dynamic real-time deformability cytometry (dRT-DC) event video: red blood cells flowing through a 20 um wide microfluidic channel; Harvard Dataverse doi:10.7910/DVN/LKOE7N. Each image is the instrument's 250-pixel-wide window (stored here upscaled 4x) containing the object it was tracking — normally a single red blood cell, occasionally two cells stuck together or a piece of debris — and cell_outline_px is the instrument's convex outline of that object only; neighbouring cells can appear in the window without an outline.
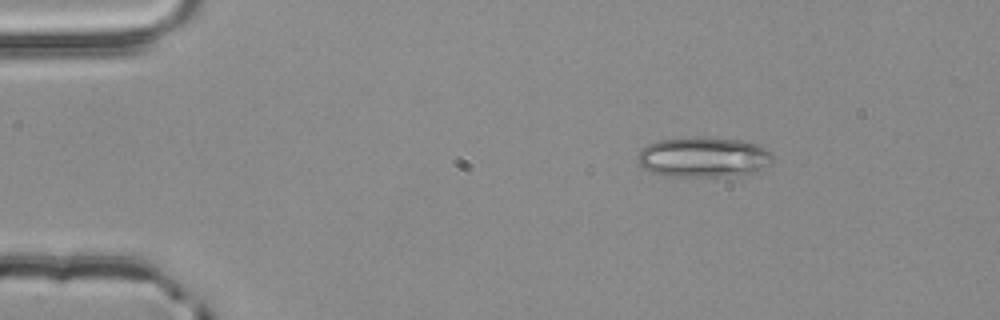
{"species": "common noctule bat (a hibernating species)", "species_latin": "Nyctalus noctula", "temperature_condition": "room temperature", "stored_images_in_passage": 4, "camera_frame_rate_fps": 3000, "um_per_image_px": 0.085, "animal": {"sex": "male", "body_mass_g": 20.4}, "frame": {"image": 1, "passage_image": 4, "time_ms": 1.0, "image_size_px": [1000, 320], "cell_outline_px": [[772, 160], [768, 164], [756, 172], [736, 176], [660, 176], [644, 168], [636, 160], [636, 156], [648, 144], [660, 140], [684, 136], [692, 136], [740, 140], [756, 144], [772, 152]], "centroid_in_image_um": [59.77, 13.35], "position_along_channel_um": 25.2, "area_um2": 31.91}}